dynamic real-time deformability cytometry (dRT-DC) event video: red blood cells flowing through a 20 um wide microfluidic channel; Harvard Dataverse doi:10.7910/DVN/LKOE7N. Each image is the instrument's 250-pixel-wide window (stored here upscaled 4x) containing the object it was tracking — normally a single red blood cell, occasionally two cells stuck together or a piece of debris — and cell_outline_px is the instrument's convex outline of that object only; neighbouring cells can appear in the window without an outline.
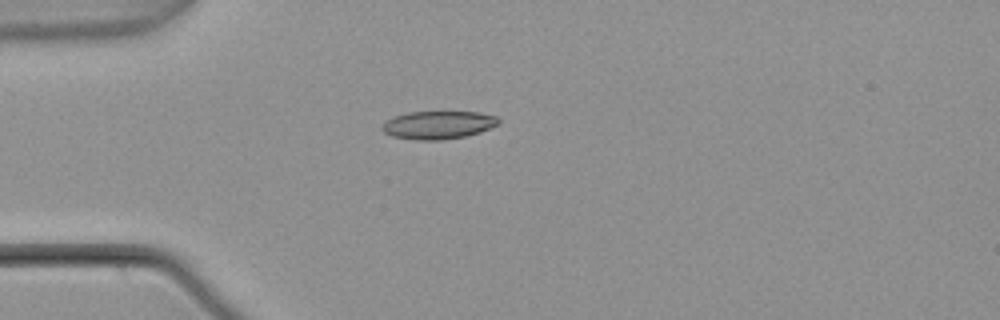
{"species": "common noctule bat (a hibernating species)", "species_latin": "Nyctalus noctula", "temperature_condition": "warm", "stored_images_in_passage": 1, "camera_frame_rate_fps": 3000, "um_per_image_px": 0.085, "animal": {"sex": "male", "body_mass_g": 21.5, "forearm_length_mm": 52.0}, "frame": {"image": 1, "passage_image": 1, "time_ms": 0.0, "image_size_px": [1000, 320], "cell_outline_px": [[500, 124], [480, 132], [464, 136], [440, 140], [416, 140], [392, 136], [384, 132], [380, 128], [380, 124], [384, 120], [392, 116], [408, 112], [480, 112], [496, 116], [500, 120]], "centroid_in_image_um": [37.2, 10.61], "position_along_channel_um": 47.8, "area_um2": 19.25}}